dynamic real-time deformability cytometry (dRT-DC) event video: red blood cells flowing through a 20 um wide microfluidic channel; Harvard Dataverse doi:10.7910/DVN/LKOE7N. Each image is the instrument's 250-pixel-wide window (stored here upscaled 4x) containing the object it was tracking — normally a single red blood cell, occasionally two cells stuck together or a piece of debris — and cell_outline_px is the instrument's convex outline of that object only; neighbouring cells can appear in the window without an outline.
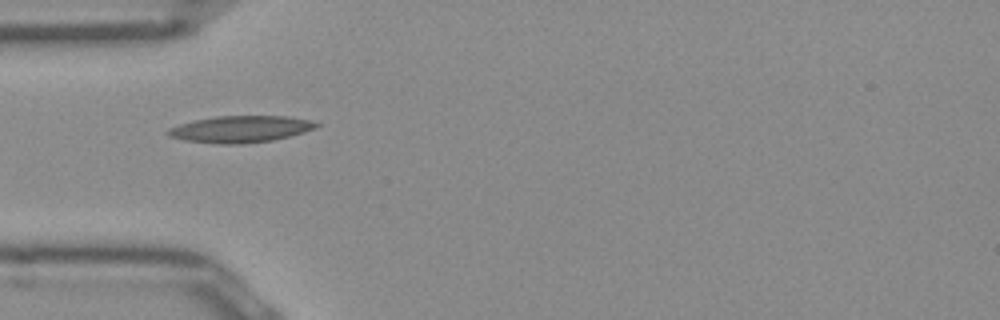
{"species": "Egyptian fruit bat (a non-hibernating species)", "species_latin": "Rousettus aegyptiacus", "temperature_condition": "room temperature", "stored_images_in_passage": 36, "camera_frame_rate_fps": 3000, "um_per_image_px": 0.085, "frame": {"image": 1, "passage_image": 1, "time_ms": 0.0, "image_size_px": [1000, 320], "cell_outline_px": [[320, 124], [316, 128], [288, 136], [272, 140], [240, 144], [220, 144], [184, 140], [168, 136], [164, 132], [168, 128], [180, 124], [196, 120], [216, 116], [288, 116], [312, 120]], "centroid_in_image_um": [20.42, 10.97], "position_along_channel_um": 64.6, "area_um2": 23.0}}
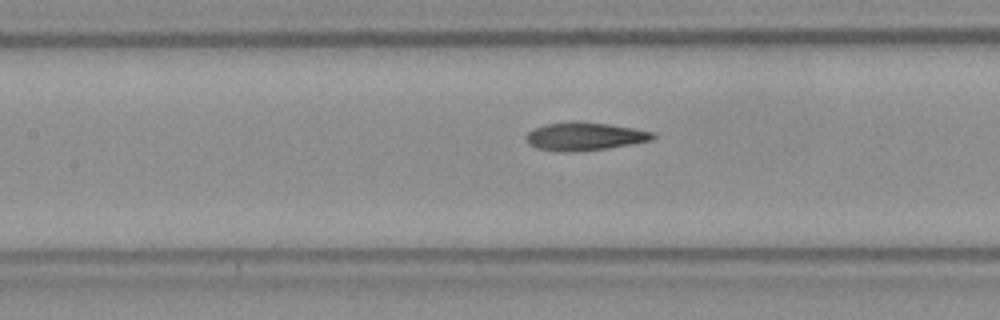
{"frame": {"image": 2, "passage_image": 8, "time_ms": 2.333, "image_size_px": [1000, 320], "cell_outline_px": [[656, 136], [652, 140], [632, 144], [608, 148], [572, 152], [556, 152], [536, 148], [528, 144], [524, 140], [524, 136], [528, 132], [544, 124], [572, 120], [608, 124], [656, 132]], "centroid_in_image_um": [49.65, 11.59], "position_along_channel_um": 157.7, "area_um2": 21.15}}
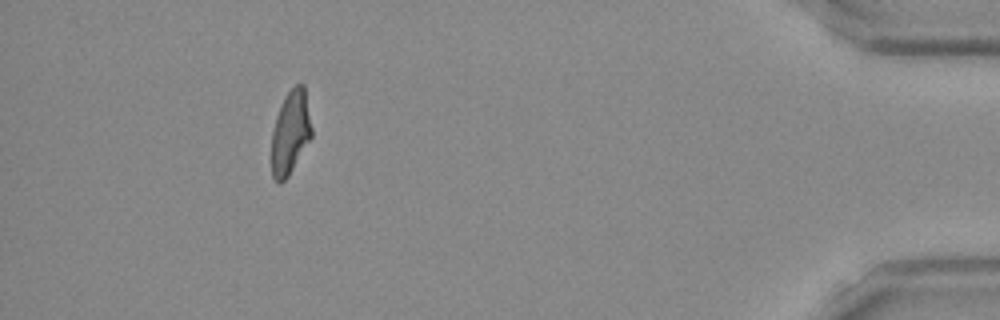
{"frame": {"image": 3, "passage_image": 32, "time_ms": 10.333, "image_size_px": [1000, 320], "cell_outline_px": [[312, 136], [288, 176], [280, 184], [272, 176], [272, 132], [276, 116], [284, 96], [296, 84], [304, 84], [312, 128]], "centroid_in_image_um": [24.69, 11.24], "position_along_channel_um": 410.5, "area_um2": 19.36}, "authors_computed_cell_mechanics": {"area_um2": 20.3745, "velocity_mm_per_s": 3.9589, "shape_relaxation_time_tau1_ms": null, "shape_relaxation_time_tau2_ms": 2.6129, "deformation_change_tau1": null, "deformation_change_tau2": 0.098}}